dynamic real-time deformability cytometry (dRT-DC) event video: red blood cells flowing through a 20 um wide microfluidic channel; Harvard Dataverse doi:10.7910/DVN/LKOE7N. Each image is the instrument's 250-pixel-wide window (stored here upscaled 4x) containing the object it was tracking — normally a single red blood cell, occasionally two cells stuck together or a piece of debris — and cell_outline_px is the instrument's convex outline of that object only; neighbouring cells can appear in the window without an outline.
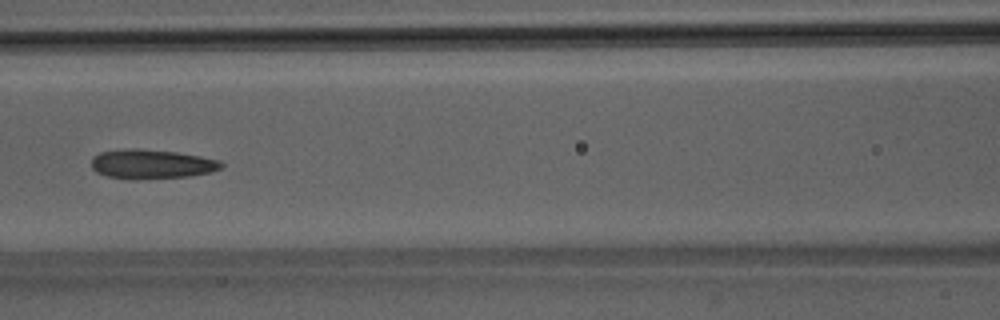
{"species": "Egyptian fruit bat (a non-hibernating species)", "species_latin": "Rousettus aegyptiacus", "temperature_condition": "room temperature", "stored_images_in_passage": 7, "camera_frame_rate_fps": 3000, "um_per_image_px": 0.085, "animal": {"sex": "male"}, "frame": {"image": 1, "passage_image": 6, "time_ms": 6.667, "image_size_px": [1000, 320], "cell_outline_px": [[224, 168], [212, 172], [188, 176], [132, 180], [108, 176], [96, 172], [92, 168], [92, 156], [100, 152], [124, 148], [136, 148], [176, 152], [200, 156], [220, 160], [224, 164]], "centroid_in_image_um": [12.89, 13.94], "position_along_channel_um": 153.7, "area_um2": 22.48}}